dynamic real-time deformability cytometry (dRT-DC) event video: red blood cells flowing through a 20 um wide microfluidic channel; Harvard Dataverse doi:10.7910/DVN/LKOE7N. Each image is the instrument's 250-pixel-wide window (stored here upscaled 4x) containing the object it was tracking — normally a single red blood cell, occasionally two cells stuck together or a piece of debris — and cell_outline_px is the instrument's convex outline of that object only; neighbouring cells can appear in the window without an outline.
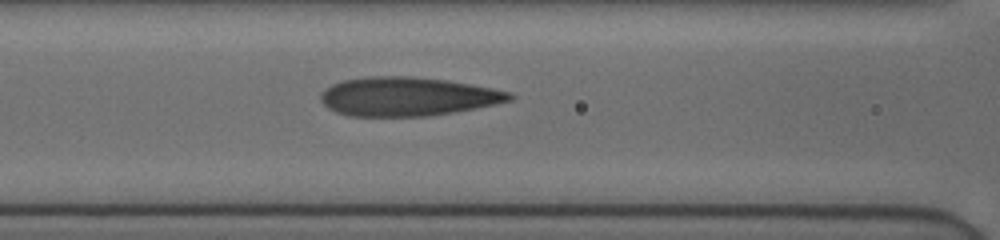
{"species": "human", "species_latin": "Homo sapiens", "temperature_condition": "cold", "stored_images_in_passage": 45, "camera_frame_rate_fps": 3000, "um_per_image_px": 0.085, "donor": {"sex": "female"}, "frame": {"image": 1, "passage_image": 22, "time_ms": 7.0, "image_size_px": [1000, 240], "cell_outline_px": [[516, 96], [512, 100], [496, 104], [476, 108], [428, 116], [348, 116], [336, 112], [328, 108], [320, 100], [320, 92], [332, 84], [344, 80], [368, 76], [412, 76], [444, 80], [492, 88], [512, 92]], "centroid_in_image_um": [34.63, 8.21], "position_along_channel_um": 132.0, "area_um2": 42.77}}
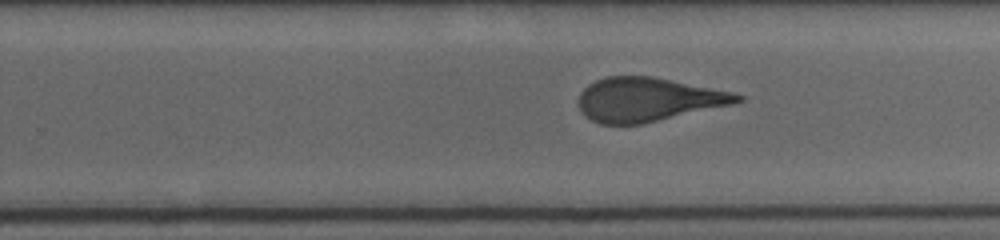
{"frame": {"image": 2, "passage_image": 33, "time_ms": 10.667, "image_size_px": [1000, 240], "cell_outline_px": [[744, 100], [732, 104], [640, 124], [600, 124], [584, 116], [580, 108], [580, 92], [588, 84], [596, 80], [608, 76], [652, 76], [732, 92], [744, 96]], "centroid_in_image_um": [55.05, 8.45], "position_along_channel_um": 274.7, "area_um2": 40.11}}
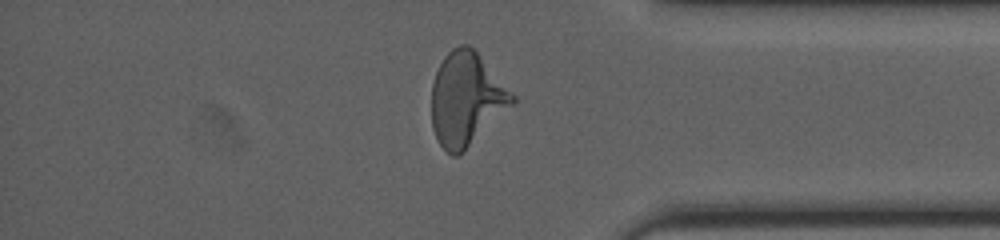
{"frame": {"image": 3, "passage_image": 43, "time_ms": 14.0, "image_size_px": [1000, 240], "cell_outline_px": [[516, 100], [464, 152], [456, 156], [452, 156], [440, 144], [432, 128], [432, 84], [436, 72], [444, 56], [452, 48], [460, 44], [468, 44], [476, 52], [516, 96]], "centroid_in_image_um": [39.62, 8.42], "position_along_channel_um": 395.6, "area_um2": 43.29}}